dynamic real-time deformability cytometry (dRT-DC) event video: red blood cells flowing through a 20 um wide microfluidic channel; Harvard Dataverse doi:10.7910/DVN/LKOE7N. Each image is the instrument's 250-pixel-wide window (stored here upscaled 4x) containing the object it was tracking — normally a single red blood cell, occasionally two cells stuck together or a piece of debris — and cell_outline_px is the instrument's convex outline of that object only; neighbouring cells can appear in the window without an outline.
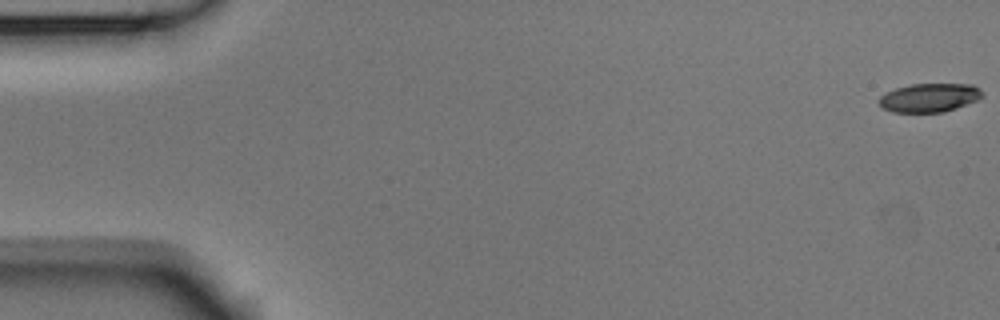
{"species": "Egyptian fruit bat (a non-hibernating species)", "species_latin": "Rousettus aegyptiacus", "temperature_condition": "room temperature", "stored_images_in_passage": 54, "camera_frame_rate_fps": 3000, "um_per_image_px": 0.085, "animal": {"sex": "male"}, "frame": {"image": 1, "passage_image": 1, "time_ms": 0.0, "image_size_px": [1000, 320], "cell_outline_px": [[984, 96], [976, 100], [944, 112], [892, 112], [884, 108], [876, 100], [880, 96], [896, 88], [912, 84], [972, 84], [980, 88]], "centroid_in_image_um": [79.0, 8.3], "position_along_channel_um": 6.0, "area_um2": 17.17}}
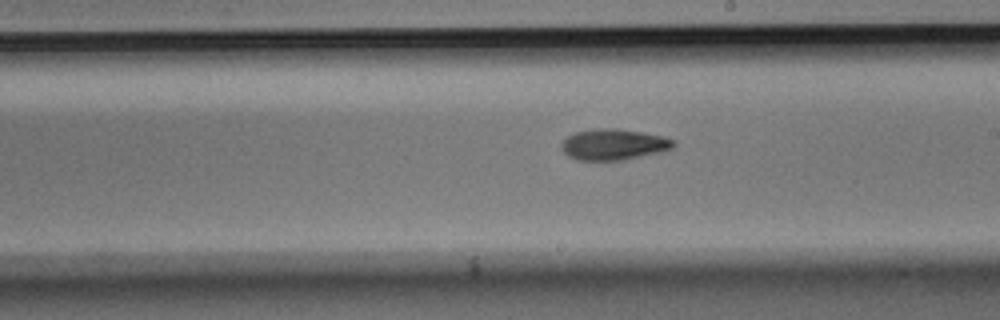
{"frame": {"image": 2, "passage_image": 31, "time_ms": 10.0, "image_size_px": [1000, 320], "cell_outline_px": [[676, 144], [672, 148], [660, 152], [624, 160], [576, 160], [568, 156], [560, 148], [564, 140], [568, 136], [576, 132], [600, 128], [612, 128], [640, 132], [664, 136], [676, 140]], "centroid_in_image_um": [52.18, 12.29], "position_along_channel_um": 236.8, "area_um2": 20.17}}
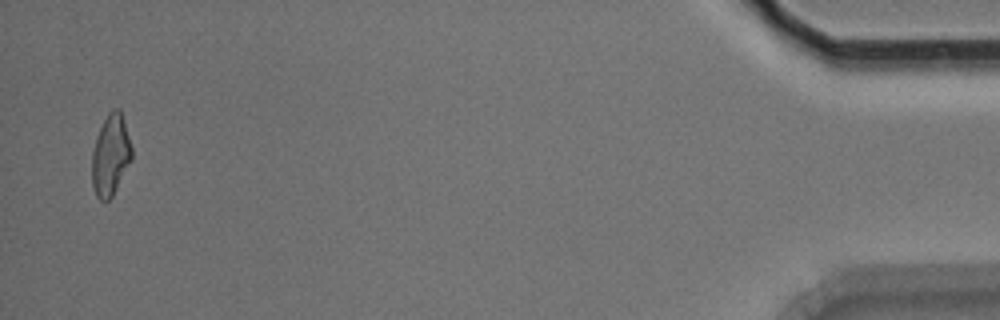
{"frame": {"image": 3, "passage_image": 53, "time_ms": 17.333, "image_size_px": [1000, 320], "cell_outline_px": [[132, 160], [112, 196], [108, 200], [100, 200], [96, 196], [92, 184], [92, 152], [96, 136], [108, 112], [112, 108], [120, 108], [132, 148]], "centroid_in_image_um": [9.4, 13.17], "position_along_channel_um": 425.8, "area_um2": 18.79}, "authors_computed_cell_mechanics": {"area_um2": 19.1029, "velocity_mm_per_s": 3.7626, "shape_relaxation_time_tau1_ms": 4.4858, "shape_relaxation_time_tau2_ms": 9.2556, "deformation_change_tau1": 0.163, "deformation_change_tau2": 0.1888}}